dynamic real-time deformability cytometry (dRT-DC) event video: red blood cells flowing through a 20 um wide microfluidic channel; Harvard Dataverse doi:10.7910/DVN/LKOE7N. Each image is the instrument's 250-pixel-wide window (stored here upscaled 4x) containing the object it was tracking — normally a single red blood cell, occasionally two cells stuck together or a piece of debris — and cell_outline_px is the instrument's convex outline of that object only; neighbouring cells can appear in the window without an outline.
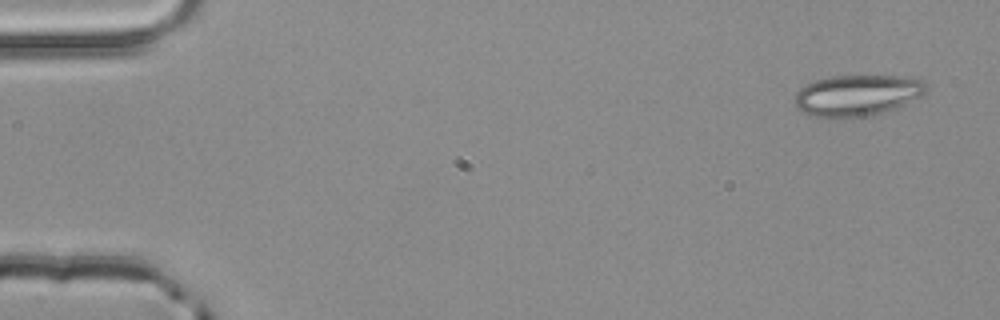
{"species": "common noctule bat (a hibernating species)", "species_latin": "Nyctalus noctula", "temperature_condition": "room temperature", "stored_images_in_passage": 4, "camera_frame_rate_fps": 3000, "um_per_image_px": 0.085, "animal": {"sex": "male", "body_mass_g": 20.4}, "frame": {"image": 1, "passage_image": 1, "time_ms": 0.0, "image_size_px": [1000, 320], "cell_outline_px": [[928, 88], [920, 96], [908, 104], [880, 112], [864, 116], [816, 116], [800, 112], [796, 108], [796, 92], [804, 84], [816, 80], [832, 76], [908, 76], [920, 80]], "centroid_in_image_um": [72.85, 8.07], "position_along_channel_um": 12.1, "area_um2": 31.04}}